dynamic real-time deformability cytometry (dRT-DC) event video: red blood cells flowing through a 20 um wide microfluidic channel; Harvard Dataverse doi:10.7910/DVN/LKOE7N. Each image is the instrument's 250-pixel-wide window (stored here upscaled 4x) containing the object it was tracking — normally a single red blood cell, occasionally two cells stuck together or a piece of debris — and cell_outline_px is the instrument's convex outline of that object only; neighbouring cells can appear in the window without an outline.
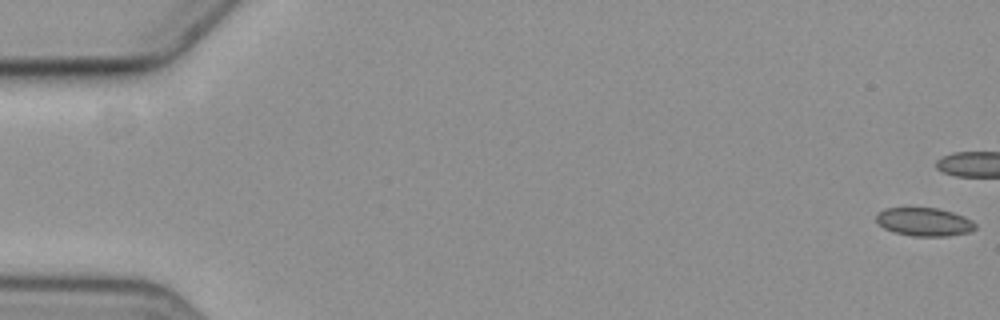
{"species": "common noctule bat (a hibernating species)", "species_latin": "Nyctalus noctula", "temperature_condition": "cold", "stored_images_in_passage": 8, "camera_frame_rate_fps": 3000, "um_per_image_px": 0.085, "animal": {"sex": "female", "body_mass_g": 19.3, "forearm_length_mm": 54.1}, "frame": {"image": 1, "passage_image": 1, "time_ms": 0.0, "image_size_px": [1000, 320], "cell_outline_px": [[976, 228], [968, 232], [948, 236], [912, 236], [892, 232], [884, 228], [876, 220], [876, 212], [884, 208], [936, 208], [952, 212], [964, 216], [972, 220], [976, 224]], "centroid_in_image_um": [78.54, 18.86], "position_along_channel_um": 6.5, "area_um2": 16.42}}